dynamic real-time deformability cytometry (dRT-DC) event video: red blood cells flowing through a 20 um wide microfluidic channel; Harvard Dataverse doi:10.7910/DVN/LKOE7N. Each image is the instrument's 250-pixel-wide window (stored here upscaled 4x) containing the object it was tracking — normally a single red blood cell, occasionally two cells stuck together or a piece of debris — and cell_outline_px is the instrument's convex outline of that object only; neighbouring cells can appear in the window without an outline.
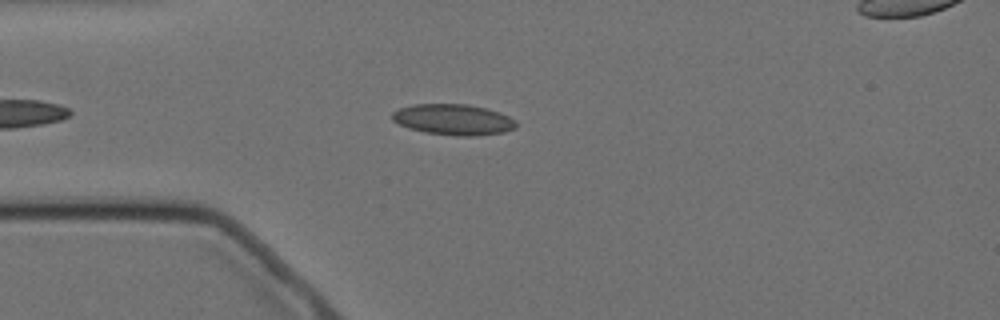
{"species": "Egyptian fruit bat (a non-hibernating species)", "species_latin": "Rousettus aegyptiacus", "temperature_condition": "cold", "stored_images_in_passage": 10, "camera_frame_rate_fps": 3000, "um_per_image_px": 0.085, "animal": {"sex": "female"}, "frame": {"image": 1, "passage_image": 4, "time_ms": 3.667, "image_size_px": [1000, 320], "cell_outline_px": [[516, 128], [504, 132], [476, 136], [456, 136], [424, 132], [408, 128], [392, 120], [392, 112], [400, 108], [412, 104], [468, 104], [500, 112], [516, 120]], "centroid_in_image_um": [38.54, 10.17], "position_along_channel_um": 46.5, "area_um2": 22.37}}
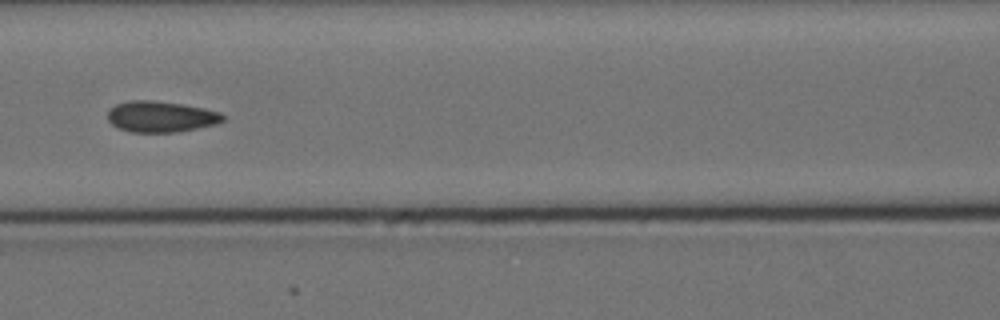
{"frame": {"image": 2, "passage_image": 7, "time_ms": 7.0, "image_size_px": [1000, 320], "cell_outline_px": [[224, 120], [216, 124], [176, 132], [132, 132], [120, 128], [112, 124], [108, 120], [108, 112], [116, 104], [128, 100], [152, 100], [184, 104], [204, 108], [220, 112], [224, 116]], "centroid_in_image_um": [13.68, 9.9], "position_along_channel_um": 152.9, "area_um2": 20.75}}
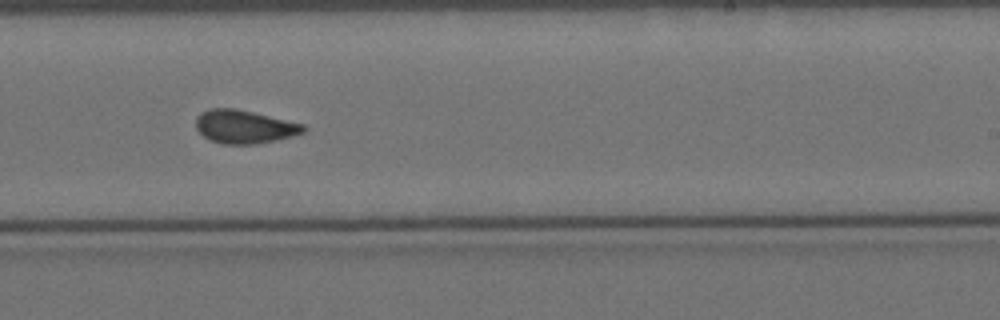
{"frame": {"image": 3, "passage_image": 10, "time_ms": 10.333, "image_size_px": [1000, 320], "cell_outline_px": [[308, 128], [304, 132], [292, 136], [276, 140], [256, 144], [220, 144], [208, 140], [196, 128], [196, 116], [200, 112], [212, 108], [236, 108], [304, 124]], "centroid_in_image_um": [20.76, 10.77], "position_along_channel_um": 268.2, "area_um2": 21.04}}